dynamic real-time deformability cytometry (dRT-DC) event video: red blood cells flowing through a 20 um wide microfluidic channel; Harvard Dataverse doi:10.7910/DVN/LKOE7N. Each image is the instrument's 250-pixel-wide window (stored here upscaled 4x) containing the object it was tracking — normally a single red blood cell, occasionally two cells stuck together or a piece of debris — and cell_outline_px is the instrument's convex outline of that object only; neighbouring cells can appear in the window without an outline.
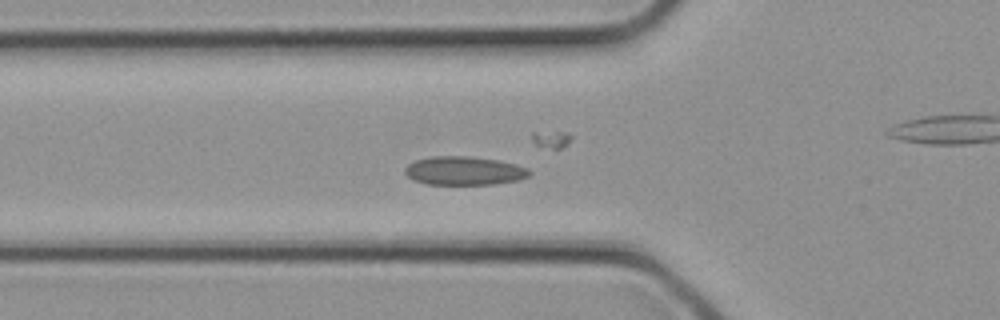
{"species": "common noctule bat (a hibernating species)", "species_latin": "Nyctalus noctula", "temperature_condition": "cold", "stored_images_in_passage": 21, "camera_frame_rate_fps": 3000, "um_per_image_px": 0.085, "animal": {"sex": "female", "body_mass_g": 21.9}, "frame": {"image": 1, "passage_image": 10, "time_ms": 3.0, "image_size_px": [1000, 320], "cell_outline_px": [[532, 172], [528, 176], [516, 180], [492, 184], [424, 184], [412, 180], [404, 172], [404, 168], [408, 164], [416, 160], [432, 156], [468, 156], [500, 160], [516, 164], [528, 168]], "centroid_in_image_um": [39.43, 14.51], "position_along_channel_um": 86.4, "area_um2": 20.81}}
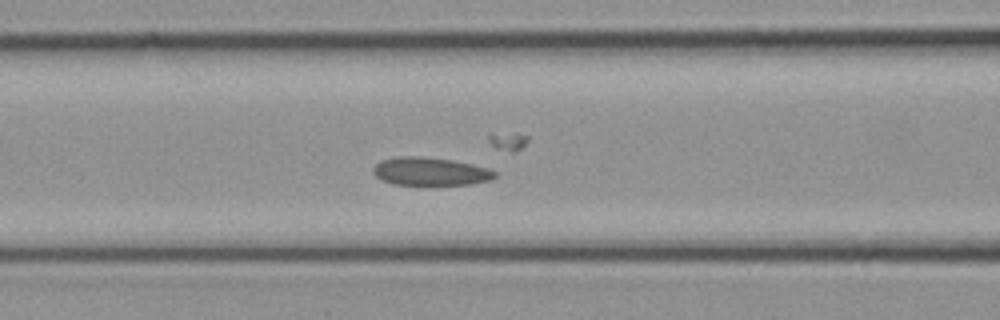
{"frame": {"image": 2, "passage_image": 12, "time_ms": 3.667, "image_size_px": [1000, 320], "cell_outline_px": [[496, 176], [492, 180], [472, 184], [392, 184], [376, 176], [372, 172], [372, 168], [380, 160], [400, 156], [420, 156], [452, 160], [472, 164], [488, 168], [496, 172]], "centroid_in_image_um": [36.58, 14.56], "position_along_channel_um": 130.0, "area_um2": 19.83}}
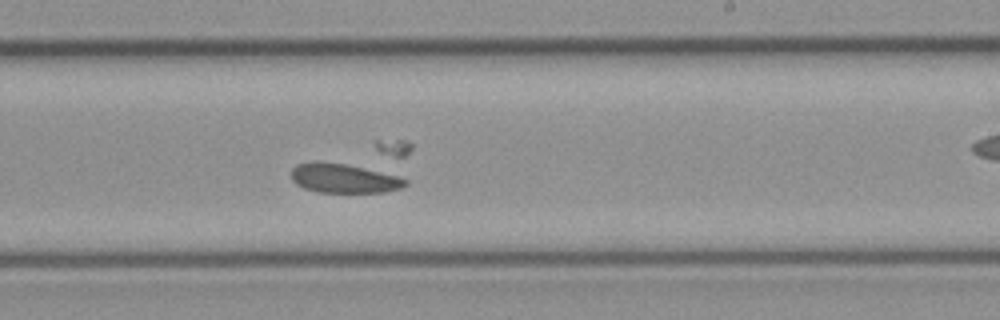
{"frame": {"image": 3, "passage_image": 18, "time_ms": 5.667, "image_size_px": [1000, 320], "cell_outline_px": [[408, 184], [400, 188], [384, 192], [320, 192], [304, 188], [296, 184], [292, 180], [292, 168], [296, 164], [312, 160], [344, 164], [396, 176], [408, 180]], "centroid_in_image_um": [29.16, 15.15], "position_along_channel_um": 259.8, "area_um2": 19.19}}